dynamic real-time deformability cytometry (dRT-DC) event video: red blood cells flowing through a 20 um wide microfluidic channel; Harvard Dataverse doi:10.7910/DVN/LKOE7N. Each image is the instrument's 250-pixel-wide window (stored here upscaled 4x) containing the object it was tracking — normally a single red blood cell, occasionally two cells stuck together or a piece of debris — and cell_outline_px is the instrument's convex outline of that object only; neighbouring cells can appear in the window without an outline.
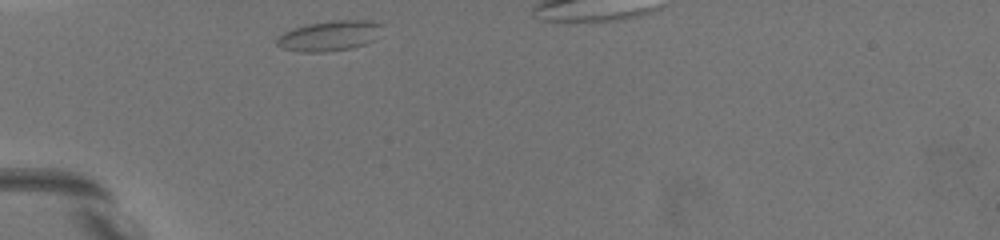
{"species": "common noctule bat (a hibernating species)", "species_latin": "Nyctalus noctula", "temperature_condition": "warm", "stored_images_in_passage": 33, "camera_frame_rate_fps": 3000, "um_per_image_px": 0.085, "animal": {"sex": "female", "body_mass_g": 19.5, "forearm_length_mm": 54.1}, "frame": {"image": 1, "passage_image": 1, "time_ms": 0.0, "image_size_px": [1000, 240], "cell_outline_px": [[384, 24], [376, 40], [352, 48], [324, 52], [300, 52], [280, 48], [276, 44], [276, 40], [284, 32], [292, 28], [308, 24], [336, 20], [360, 20]], "centroid_in_image_um": [28.0, 3.05], "position_along_channel_um": 57.0, "area_um2": 18.61}}
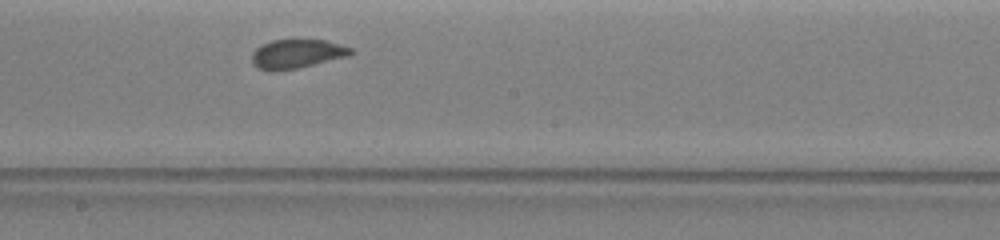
{"frame": {"image": 2, "passage_image": 18, "time_ms": 5.0, "image_size_px": [1000, 240], "cell_outline_px": [[356, 52], [348, 56], [296, 68], [276, 72], [272, 72], [260, 68], [252, 64], [252, 52], [260, 44], [272, 40], [324, 40], [352, 48]], "centroid_in_image_um": [25.2, 4.58], "position_along_channel_um": 223.0, "area_um2": 16.7}}
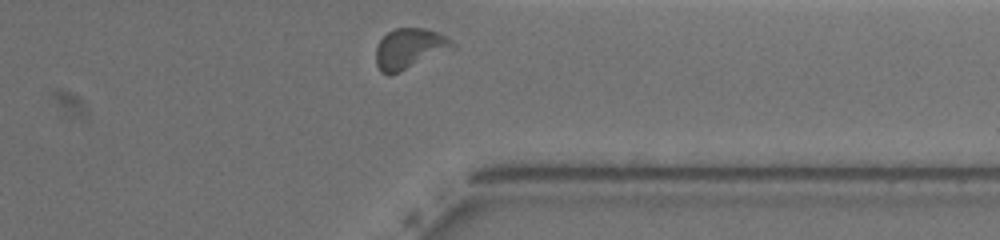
{"frame": {"image": 3, "passage_image": 32, "time_ms": 9.333, "image_size_px": [1000, 240], "cell_outline_px": [[456, 44], [388, 76], [380, 72], [376, 64], [376, 48], [380, 40], [388, 32], [396, 28], [424, 28], [436, 32], [452, 40]], "centroid_in_image_um": [34.69, 4.1], "position_along_channel_um": 376.7, "area_um2": 16.99}, "authors_computed_cell_mechanics": {"area_um2": 16.9932, "velocity_mm_per_s": 3.5687, "shape_relaxation_time_tau1_ms": 3.5786, "shape_relaxation_time_tau2_ms": 0.9567, "deformation_change_tau1": 0.1097, "deformation_change_tau2": 0.0618}}